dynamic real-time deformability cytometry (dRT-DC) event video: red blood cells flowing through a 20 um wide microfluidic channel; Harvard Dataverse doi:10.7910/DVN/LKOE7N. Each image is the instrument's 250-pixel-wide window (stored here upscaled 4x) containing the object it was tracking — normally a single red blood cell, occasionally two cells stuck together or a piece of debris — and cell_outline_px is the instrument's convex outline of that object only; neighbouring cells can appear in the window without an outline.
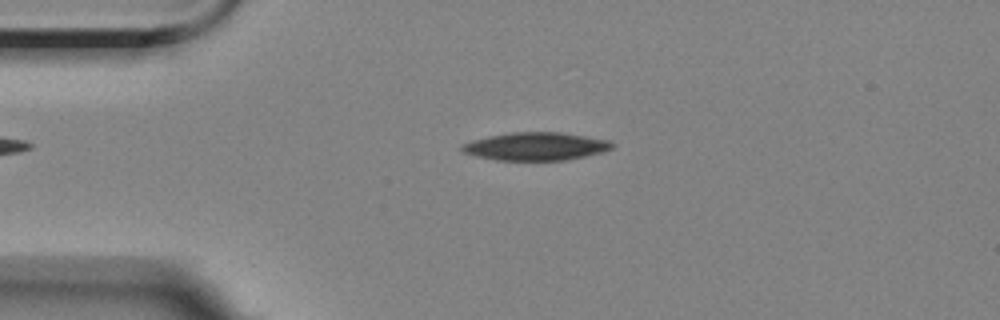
{"species": "Egyptian fruit bat (a non-hibernating species)", "species_latin": "Rousettus aegyptiacus", "temperature_condition": "room temperature", "stored_images_in_passage": 3, "camera_frame_rate_fps": 3000, "um_per_image_px": 0.085, "animal": {"sex": "female"}, "frame": {"image": 1, "passage_image": 3, "time_ms": 2.667, "image_size_px": [1000, 320], "cell_outline_px": [[616, 144], [612, 148], [604, 152], [568, 160], [496, 160], [476, 156], [464, 152], [460, 148], [464, 144], [472, 140], [488, 136], [512, 132], [560, 132], [608, 140]], "centroid_in_image_um": [45.57, 12.44], "position_along_channel_um": 39.4, "area_um2": 24.45}}